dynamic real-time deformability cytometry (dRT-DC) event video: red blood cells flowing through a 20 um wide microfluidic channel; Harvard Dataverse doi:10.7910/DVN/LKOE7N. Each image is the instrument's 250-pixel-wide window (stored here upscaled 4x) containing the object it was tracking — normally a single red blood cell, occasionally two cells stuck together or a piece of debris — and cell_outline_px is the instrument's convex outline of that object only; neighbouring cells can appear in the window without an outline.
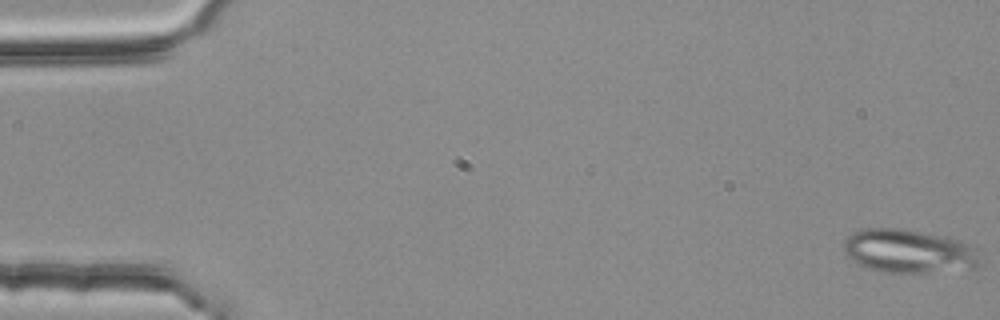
{"species": "common noctule bat (a hibernating species)", "species_latin": "Nyctalus noctula", "temperature_condition": "room temperature", "stored_images_in_passage": 4, "camera_frame_rate_fps": 3000, "um_per_image_px": 0.085, "animal": {"sex": "female", "body_mass_g": 25.1}, "frame": {"image": 1, "passage_image": 1, "time_ms": 0.0, "image_size_px": [1000, 320], "cell_outline_px": [[980, 264], [972, 268], [924, 272], [884, 272], [868, 268], [852, 260], [844, 252], [844, 240], [852, 232], [868, 228], [900, 228], [960, 240], [976, 244]], "centroid_in_image_um": [77.26, 21.34], "position_along_channel_um": 7.7, "area_um2": 34.45}}